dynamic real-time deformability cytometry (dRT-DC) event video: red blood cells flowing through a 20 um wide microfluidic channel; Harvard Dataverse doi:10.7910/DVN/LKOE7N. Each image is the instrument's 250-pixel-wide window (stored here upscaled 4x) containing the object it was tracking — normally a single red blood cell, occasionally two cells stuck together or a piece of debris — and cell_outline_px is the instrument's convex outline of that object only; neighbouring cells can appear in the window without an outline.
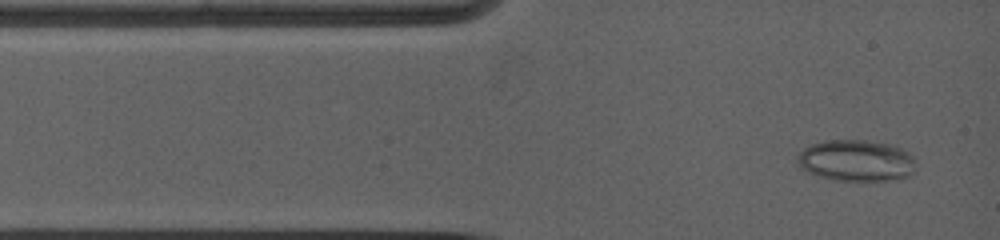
{"species": "common noctule bat (a hibernating species)", "species_latin": "Nyctalus noctula", "temperature_condition": "warm", "stored_images_in_passage": 3, "camera_frame_rate_fps": 5000, "um_per_image_px": 0.085, "animal": {"sex": "female", "body_mass_g": 19.0, "forearm_length_mm": 53.3}, "frame": {"image": 1, "passage_image": 1, "time_ms": 0.0, "image_size_px": [1000, 240], "cell_outline_px": [[916, 160], [912, 172], [908, 176], [884, 180], [832, 180], [816, 176], [808, 172], [796, 160], [796, 156], [804, 148], [812, 144], [824, 140], [864, 140], [884, 144], [900, 148], [908, 152]], "centroid_in_image_um": [72.74, 13.65], "position_along_channel_um": 12.3, "area_um2": 28.26}}